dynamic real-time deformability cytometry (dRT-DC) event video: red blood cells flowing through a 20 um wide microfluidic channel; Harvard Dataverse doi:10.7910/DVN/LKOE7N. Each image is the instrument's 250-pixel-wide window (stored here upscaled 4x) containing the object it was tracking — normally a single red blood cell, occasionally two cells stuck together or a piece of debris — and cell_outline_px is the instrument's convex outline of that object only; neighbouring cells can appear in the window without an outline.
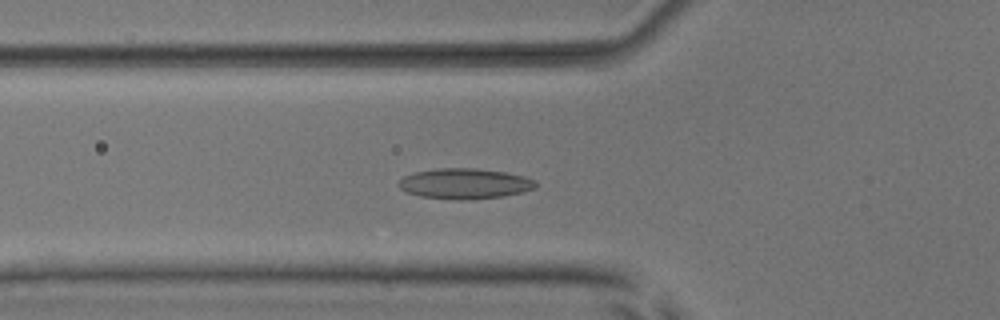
{"species": "common noctule bat (a hibernating species)", "species_latin": "Nyctalus noctula", "temperature_condition": "room temperature", "stored_images_in_passage": 46, "camera_frame_rate_fps": 3000, "um_per_image_px": 0.085, "animal": {"sex": "male", "body_mass_g": 17.9, "forearm_length_mm": 54.2}, "frame": {"image": 1, "passage_image": 12, "time_ms": 3.667, "image_size_px": [1000, 320], "cell_outline_px": [[536, 188], [504, 196], [468, 200], [452, 200], [420, 196], [404, 192], [396, 184], [404, 176], [416, 172], [440, 168], [476, 168], [504, 172], [524, 176], [532, 180], [536, 184]], "centroid_in_image_um": [39.45, 15.62], "position_along_channel_um": 86.3, "area_um2": 24.33}}
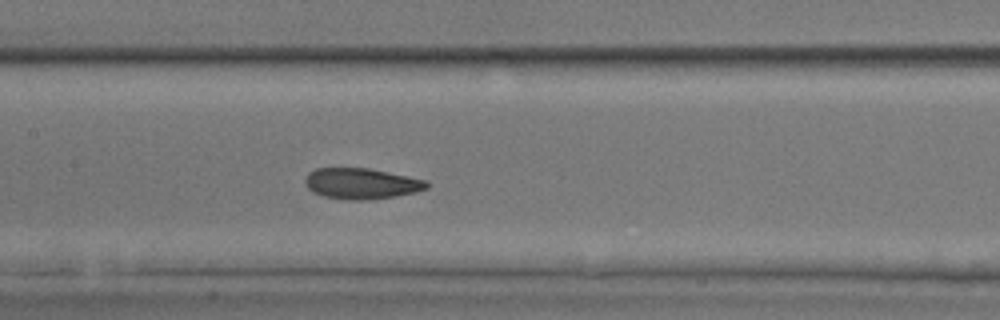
{"frame": {"image": 2, "passage_image": 19, "time_ms": 6.0, "image_size_px": [1000, 320], "cell_outline_px": [[428, 188], [416, 192], [396, 196], [364, 200], [348, 200], [324, 196], [312, 192], [304, 184], [304, 180], [308, 172], [316, 168], [368, 168], [428, 180]], "centroid_in_image_um": [30.7, 15.6], "position_along_channel_um": 176.7, "area_um2": 21.96}}
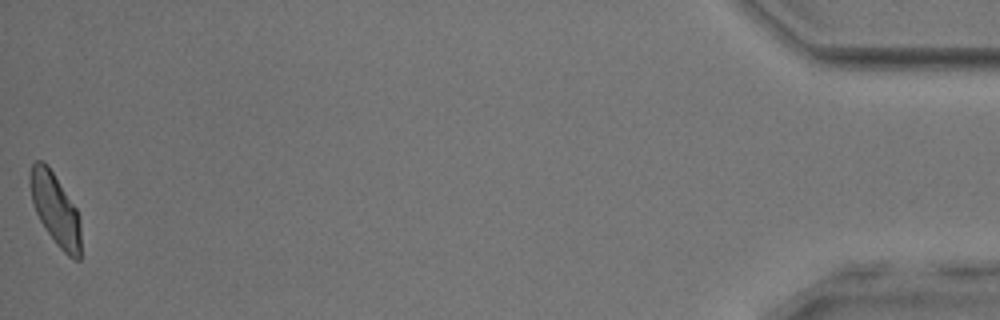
{"frame": {"image": 3, "passage_image": 46, "time_ms": 15.0, "image_size_px": [1000, 320], "cell_outline_px": [[80, 260], [76, 260], [68, 256], [56, 244], [40, 220], [36, 212], [32, 200], [28, 184], [28, 176], [32, 164], [36, 160], [44, 160], [48, 164], [76, 208], [80, 220]], "centroid_in_image_um": [4.68, 17.74], "position_along_channel_um": 430.5, "area_um2": 21.33}, "authors_computed_cell_mechanics": {"area_um2": 22.0796, "velocity_mm_per_s": 3.8689, "shape_relaxation_time_tau1_ms": 5.9616, "shape_relaxation_time_tau2_ms": 1.5763, "deformation_change_tau1": 0.1267, "deformation_change_tau2": 0.0776}}